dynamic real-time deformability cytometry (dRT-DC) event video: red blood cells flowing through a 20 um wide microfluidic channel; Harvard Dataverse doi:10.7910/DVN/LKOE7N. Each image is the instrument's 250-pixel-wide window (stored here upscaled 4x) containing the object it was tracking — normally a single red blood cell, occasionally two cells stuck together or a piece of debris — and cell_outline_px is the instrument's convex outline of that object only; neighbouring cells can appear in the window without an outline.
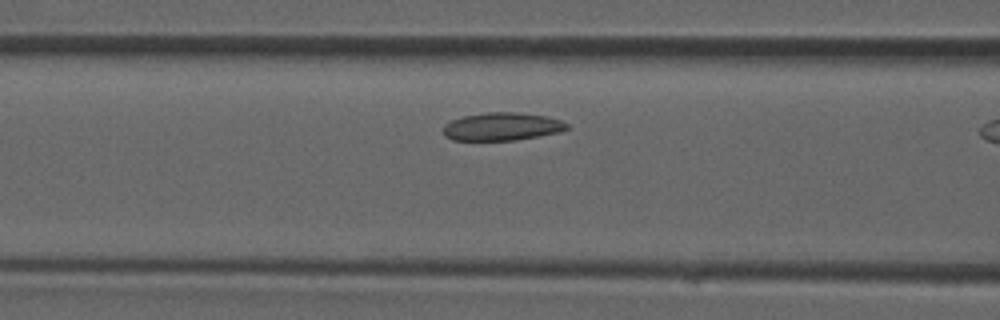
{"species": "common noctule bat (a hibernating species)", "species_latin": "Nyctalus noctula", "temperature_condition": "room temperature", "stored_images_in_passage": 8, "camera_frame_rate_fps": 3000, "um_per_image_px": 0.085, "animal": {"sex": "male", "forearm_length_mm": 52.5}, "frame": {"image": 1, "passage_image": 7, "time_ms": 2.0, "image_size_px": [1000, 320], "cell_outline_px": [[568, 128], [560, 132], [516, 140], [452, 140], [444, 136], [444, 124], [452, 120], [464, 116], [484, 112], [516, 112], [548, 116], [560, 120], [568, 124]], "centroid_in_image_um": [42.67, 10.75], "position_along_channel_um": 123.9, "area_um2": 20.17}}